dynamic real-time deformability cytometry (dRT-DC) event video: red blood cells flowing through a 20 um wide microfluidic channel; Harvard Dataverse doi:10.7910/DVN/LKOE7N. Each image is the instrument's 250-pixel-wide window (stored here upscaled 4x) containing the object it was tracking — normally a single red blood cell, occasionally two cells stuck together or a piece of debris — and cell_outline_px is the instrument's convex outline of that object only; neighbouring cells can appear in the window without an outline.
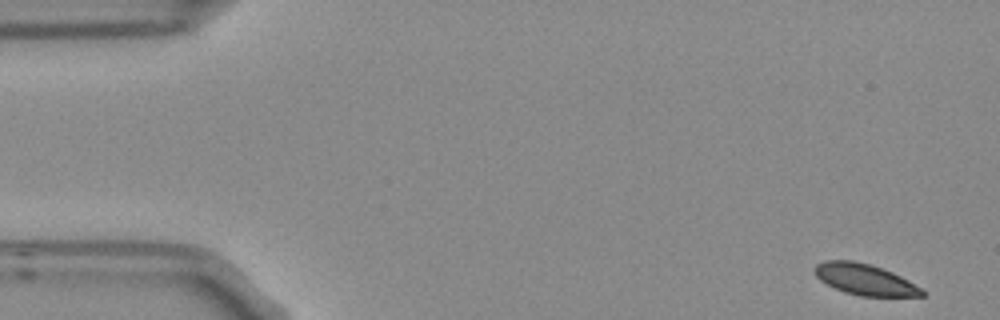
{"species": "Egyptian fruit bat (a non-hibernating species)", "species_latin": "Rousettus aegyptiacus", "temperature_condition": "room temperature", "stored_images_in_passage": 7, "camera_frame_rate_fps": 3000, "um_per_image_px": 0.085, "frame": {"image": 1, "passage_image": 1, "time_ms": 0.0, "image_size_px": [1000, 320], "cell_outline_px": [[924, 296], [860, 296], [844, 292], [820, 280], [812, 272], [812, 268], [816, 264], [824, 260], [852, 260], [868, 264], [892, 272], [908, 280], [920, 288], [924, 292]], "centroid_in_image_um": [73.45, 23.74], "position_along_channel_um": 11.6, "area_um2": 19.31}}
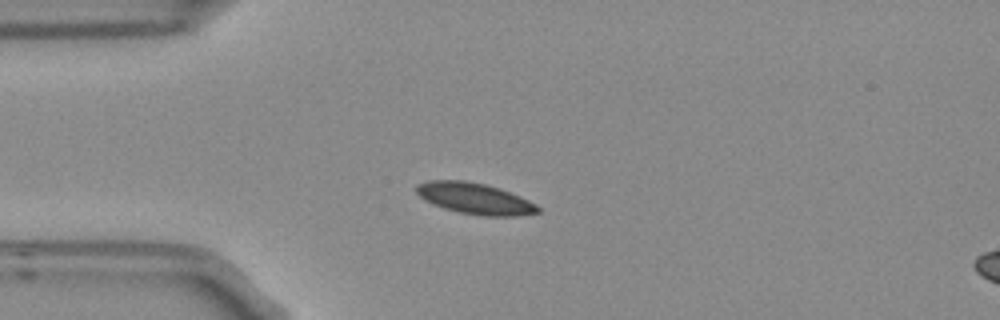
{"frame": {"image": 2, "passage_image": 4, "time_ms": 1.0, "image_size_px": [1000, 320], "cell_outline_px": [[540, 212], [516, 216], [484, 216], [460, 212], [444, 208], [432, 204], [424, 200], [416, 192], [416, 184], [428, 180], [464, 180], [484, 184], [500, 188], [528, 200], [536, 204], [540, 208]], "centroid_in_image_um": [40.34, 16.87], "position_along_channel_um": 44.7, "area_um2": 22.02}}